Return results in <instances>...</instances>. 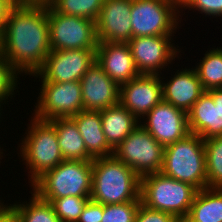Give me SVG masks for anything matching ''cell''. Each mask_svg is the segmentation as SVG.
<instances>
[{"label":"cell","mask_w":222,"mask_h":222,"mask_svg":"<svg viewBox=\"0 0 222 222\" xmlns=\"http://www.w3.org/2000/svg\"><path fill=\"white\" fill-rule=\"evenodd\" d=\"M47 13V5L16 4L0 33V53L21 76L35 74L51 51Z\"/></svg>","instance_id":"obj_1"},{"label":"cell","mask_w":222,"mask_h":222,"mask_svg":"<svg viewBox=\"0 0 222 222\" xmlns=\"http://www.w3.org/2000/svg\"><path fill=\"white\" fill-rule=\"evenodd\" d=\"M140 189L141 178L114 155L93 160L92 201L107 205L141 200Z\"/></svg>","instance_id":"obj_2"},{"label":"cell","mask_w":222,"mask_h":222,"mask_svg":"<svg viewBox=\"0 0 222 222\" xmlns=\"http://www.w3.org/2000/svg\"><path fill=\"white\" fill-rule=\"evenodd\" d=\"M31 118V119H30ZM25 136L20 140L17 150L28 171V185H32L45 172L60 164L61 153L55 128L46 120L30 117ZM20 154V155H19ZM30 177V178H29Z\"/></svg>","instance_id":"obj_3"},{"label":"cell","mask_w":222,"mask_h":222,"mask_svg":"<svg viewBox=\"0 0 222 222\" xmlns=\"http://www.w3.org/2000/svg\"><path fill=\"white\" fill-rule=\"evenodd\" d=\"M163 175L188 183L198 191L207 187L204 140L189 133L164 149Z\"/></svg>","instance_id":"obj_4"},{"label":"cell","mask_w":222,"mask_h":222,"mask_svg":"<svg viewBox=\"0 0 222 222\" xmlns=\"http://www.w3.org/2000/svg\"><path fill=\"white\" fill-rule=\"evenodd\" d=\"M93 161L63 160L45 172L30 187L41 199L65 196L90 197Z\"/></svg>","instance_id":"obj_5"},{"label":"cell","mask_w":222,"mask_h":222,"mask_svg":"<svg viewBox=\"0 0 222 222\" xmlns=\"http://www.w3.org/2000/svg\"><path fill=\"white\" fill-rule=\"evenodd\" d=\"M198 190L161 172L141 177L140 199L148 208L174 215L181 222L188 215Z\"/></svg>","instance_id":"obj_6"},{"label":"cell","mask_w":222,"mask_h":222,"mask_svg":"<svg viewBox=\"0 0 222 222\" xmlns=\"http://www.w3.org/2000/svg\"><path fill=\"white\" fill-rule=\"evenodd\" d=\"M182 15L179 0H132V38L175 35Z\"/></svg>","instance_id":"obj_7"},{"label":"cell","mask_w":222,"mask_h":222,"mask_svg":"<svg viewBox=\"0 0 222 222\" xmlns=\"http://www.w3.org/2000/svg\"><path fill=\"white\" fill-rule=\"evenodd\" d=\"M165 147L140 124L122 141L113 155L141 178L161 171Z\"/></svg>","instance_id":"obj_8"},{"label":"cell","mask_w":222,"mask_h":222,"mask_svg":"<svg viewBox=\"0 0 222 222\" xmlns=\"http://www.w3.org/2000/svg\"><path fill=\"white\" fill-rule=\"evenodd\" d=\"M51 50L97 49L95 21L63 15L47 5Z\"/></svg>","instance_id":"obj_9"},{"label":"cell","mask_w":222,"mask_h":222,"mask_svg":"<svg viewBox=\"0 0 222 222\" xmlns=\"http://www.w3.org/2000/svg\"><path fill=\"white\" fill-rule=\"evenodd\" d=\"M40 93L32 116L49 121L54 118H69L83 110L80 81H41Z\"/></svg>","instance_id":"obj_10"},{"label":"cell","mask_w":222,"mask_h":222,"mask_svg":"<svg viewBox=\"0 0 222 222\" xmlns=\"http://www.w3.org/2000/svg\"><path fill=\"white\" fill-rule=\"evenodd\" d=\"M174 36L175 35H155L133 37L127 42L132 52L134 65L140 74L162 75L164 69L168 70L169 65H173L172 63L177 60L179 56L181 57L180 52L183 50L180 49L181 47H179L178 44L176 45L177 47L175 46ZM167 67L168 69H166Z\"/></svg>","instance_id":"obj_11"},{"label":"cell","mask_w":222,"mask_h":222,"mask_svg":"<svg viewBox=\"0 0 222 222\" xmlns=\"http://www.w3.org/2000/svg\"><path fill=\"white\" fill-rule=\"evenodd\" d=\"M96 62V49L51 50L42 67L33 75L39 81L72 82Z\"/></svg>","instance_id":"obj_12"},{"label":"cell","mask_w":222,"mask_h":222,"mask_svg":"<svg viewBox=\"0 0 222 222\" xmlns=\"http://www.w3.org/2000/svg\"><path fill=\"white\" fill-rule=\"evenodd\" d=\"M140 125L164 147L190 133L187 113L163 100L140 120Z\"/></svg>","instance_id":"obj_13"},{"label":"cell","mask_w":222,"mask_h":222,"mask_svg":"<svg viewBox=\"0 0 222 222\" xmlns=\"http://www.w3.org/2000/svg\"><path fill=\"white\" fill-rule=\"evenodd\" d=\"M162 100V83L158 74H139L119 86V103L139 121Z\"/></svg>","instance_id":"obj_14"},{"label":"cell","mask_w":222,"mask_h":222,"mask_svg":"<svg viewBox=\"0 0 222 222\" xmlns=\"http://www.w3.org/2000/svg\"><path fill=\"white\" fill-rule=\"evenodd\" d=\"M132 0H103L95 22L98 43H127L132 38Z\"/></svg>","instance_id":"obj_15"},{"label":"cell","mask_w":222,"mask_h":222,"mask_svg":"<svg viewBox=\"0 0 222 222\" xmlns=\"http://www.w3.org/2000/svg\"><path fill=\"white\" fill-rule=\"evenodd\" d=\"M83 110L102 111L119 103V86L97 63L80 79Z\"/></svg>","instance_id":"obj_16"},{"label":"cell","mask_w":222,"mask_h":222,"mask_svg":"<svg viewBox=\"0 0 222 222\" xmlns=\"http://www.w3.org/2000/svg\"><path fill=\"white\" fill-rule=\"evenodd\" d=\"M175 73V74H174ZM161 76L163 101L172 104L174 107L184 110L186 113L194 103L205 92L200 79L191 67L180 68L171 74L172 77L165 79Z\"/></svg>","instance_id":"obj_17"},{"label":"cell","mask_w":222,"mask_h":222,"mask_svg":"<svg viewBox=\"0 0 222 222\" xmlns=\"http://www.w3.org/2000/svg\"><path fill=\"white\" fill-rule=\"evenodd\" d=\"M96 62L118 86L131 81L140 74L134 65L128 43H98Z\"/></svg>","instance_id":"obj_18"},{"label":"cell","mask_w":222,"mask_h":222,"mask_svg":"<svg viewBox=\"0 0 222 222\" xmlns=\"http://www.w3.org/2000/svg\"><path fill=\"white\" fill-rule=\"evenodd\" d=\"M187 118L190 133L203 140L222 136V108L214 104L206 91L187 112Z\"/></svg>","instance_id":"obj_19"},{"label":"cell","mask_w":222,"mask_h":222,"mask_svg":"<svg viewBox=\"0 0 222 222\" xmlns=\"http://www.w3.org/2000/svg\"><path fill=\"white\" fill-rule=\"evenodd\" d=\"M70 118L76 123L93 159L113 155L114 149L106 140L99 111L82 110Z\"/></svg>","instance_id":"obj_20"},{"label":"cell","mask_w":222,"mask_h":222,"mask_svg":"<svg viewBox=\"0 0 222 222\" xmlns=\"http://www.w3.org/2000/svg\"><path fill=\"white\" fill-rule=\"evenodd\" d=\"M100 117L106 140L113 149L140 124V121L120 103L100 111Z\"/></svg>","instance_id":"obj_21"},{"label":"cell","mask_w":222,"mask_h":222,"mask_svg":"<svg viewBox=\"0 0 222 222\" xmlns=\"http://www.w3.org/2000/svg\"><path fill=\"white\" fill-rule=\"evenodd\" d=\"M57 133L58 144L64 160L93 161L76 123L69 118H54L48 121Z\"/></svg>","instance_id":"obj_22"},{"label":"cell","mask_w":222,"mask_h":222,"mask_svg":"<svg viewBox=\"0 0 222 222\" xmlns=\"http://www.w3.org/2000/svg\"><path fill=\"white\" fill-rule=\"evenodd\" d=\"M182 222H222V188L199 190Z\"/></svg>","instance_id":"obj_23"},{"label":"cell","mask_w":222,"mask_h":222,"mask_svg":"<svg viewBox=\"0 0 222 222\" xmlns=\"http://www.w3.org/2000/svg\"><path fill=\"white\" fill-rule=\"evenodd\" d=\"M29 192L32 195L28 199L29 202L18 200V202L8 204L12 222H61L49 202L39 198L33 191Z\"/></svg>","instance_id":"obj_24"},{"label":"cell","mask_w":222,"mask_h":222,"mask_svg":"<svg viewBox=\"0 0 222 222\" xmlns=\"http://www.w3.org/2000/svg\"><path fill=\"white\" fill-rule=\"evenodd\" d=\"M199 61L194 69L204 90L222 88V47L206 50Z\"/></svg>","instance_id":"obj_25"},{"label":"cell","mask_w":222,"mask_h":222,"mask_svg":"<svg viewBox=\"0 0 222 222\" xmlns=\"http://www.w3.org/2000/svg\"><path fill=\"white\" fill-rule=\"evenodd\" d=\"M207 187L222 188V136L204 140Z\"/></svg>","instance_id":"obj_26"},{"label":"cell","mask_w":222,"mask_h":222,"mask_svg":"<svg viewBox=\"0 0 222 222\" xmlns=\"http://www.w3.org/2000/svg\"><path fill=\"white\" fill-rule=\"evenodd\" d=\"M49 5L63 15L80 16L96 22L103 0H51Z\"/></svg>","instance_id":"obj_27"},{"label":"cell","mask_w":222,"mask_h":222,"mask_svg":"<svg viewBox=\"0 0 222 222\" xmlns=\"http://www.w3.org/2000/svg\"><path fill=\"white\" fill-rule=\"evenodd\" d=\"M49 202L61 222H77L90 197L65 196L56 199H42Z\"/></svg>","instance_id":"obj_28"},{"label":"cell","mask_w":222,"mask_h":222,"mask_svg":"<svg viewBox=\"0 0 222 222\" xmlns=\"http://www.w3.org/2000/svg\"><path fill=\"white\" fill-rule=\"evenodd\" d=\"M19 75L20 74L0 53V103H2L3 106L6 103L8 104L9 101L7 100H11L13 97H15L14 95L17 93V91L20 92L18 90V84H20Z\"/></svg>","instance_id":"obj_29"},{"label":"cell","mask_w":222,"mask_h":222,"mask_svg":"<svg viewBox=\"0 0 222 222\" xmlns=\"http://www.w3.org/2000/svg\"><path fill=\"white\" fill-rule=\"evenodd\" d=\"M141 200L103 205L101 222H134Z\"/></svg>","instance_id":"obj_30"},{"label":"cell","mask_w":222,"mask_h":222,"mask_svg":"<svg viewBox=\"0 0 222 222\" xmlns=\"http://www.w3.org/2000/svg\"><path fill=\"white\" fill-rule=\"evenodd\" d=\"M180 13L193 10L198 11L204 16H212L213 18L222 17V0H179ZM183 9V10H182Z\"/></svg>","instance_id":"obj_31"},{"label":"cell","mask_w":222,"mask_h":222,"mask_svg":"<svg viewBox=\"0 0 222 222\" xmlns=\"http://www.w3.org/2000/svg\"><path fill=\"white\" fill-rule=\"evenodd\" d=\"M134 222H181L174 215L154 210L140 203Z\"/></svg>","instance_id":"obj_32"},{"label":"cell","mask_w":222,"mask_h":222,"mask_svg":"<svg viewBox=\"0 0 222 222\" xmlns=\"http://www.w3.org/2000/svg\"><path fill=\"white\" fill-rule=\"evenodd\" d=\"M103 204L92 201L87 202L77 222H101Z\"/></svg>","instance_id":"obj_33"},{"label":"cell","mask_w":222,"mask_h":222,"mask_svg":"<svg viewBox=\"0 0 222 222\" xmlns=\"http://www.w3.org/2000/svg\"><path fill=\"white\" fill-rule=\"evenodd\" d=\"M15 5L12 0H0V33L5 29L9 13Z\"/></svg>","instance_id":"obj_34"},{"label":"cell","mask_w":222,"mask_h":222,"mask_svg":"<svg viewBox=\"0 0 222 222\" xmlns=\"http://www.w3.org/2000/svg\"><path fill=\"white\" fill-rule=\"evenodd\" d=\"M0 222H12L11 210L8 203H0Z\"/></svg>","instance_id":"obj_35"},{"label":"cell","mask_w":222,"mask_h":222,"mask_svg":"<svg viewBox=\"0 0 222 222\" xmlns=\"http://www.w3.org/2000/svg\"><path fill=\"white\" fill-rule=\"evenodd\" d=\"M206 92L213 98L214 104L222 108V88L212 89Z\"/></svg>","instance_id":"obj_36"},{"label":"cell","mask_w":222,"mask_h":222,"mask_svg":"<svg viewBox=\"0 0 222 222\" xmlns=\"http://www.w3.org/2000/svg\"><path fill=\"white\" fill-rule=\"evenodd\" d=\"M51 0H16V4L49 5Z\"/></svg>","instance_id":"obj_37"},{"label":"cell","mask_w":222,"mask_h":222,"mask_svg":"<svg viewBox=\"0 0 222 222\" xmlns=\"http://www.w3.org/2000/svg\"><path fill=\"white\" fill-rule=\"evenodd\" d=\"M3 151H6V150H4L3 147L0 146V163H2L1 162V160L3 159L2 157L6 156V155H4L6 153H3Z\"/></svg>","instance_id":"obj_38"},{"label":"cell","mask_w":222,"mask_h":222,"mask_svg":"<svg viewBox=\"0 0 222 222\" xmlns=\"http://www.w3.org/2000/svg\"><path fill=\"white\" fill-rule=\"evenodd\" d=\"M3 104L2 103H0V119L3 121V117H1L2 116V110H3V106H2ZM1 120H0V124L2 123L1 122Z\"/></svg>","instance_id":"obj_39"}]
</instances>
